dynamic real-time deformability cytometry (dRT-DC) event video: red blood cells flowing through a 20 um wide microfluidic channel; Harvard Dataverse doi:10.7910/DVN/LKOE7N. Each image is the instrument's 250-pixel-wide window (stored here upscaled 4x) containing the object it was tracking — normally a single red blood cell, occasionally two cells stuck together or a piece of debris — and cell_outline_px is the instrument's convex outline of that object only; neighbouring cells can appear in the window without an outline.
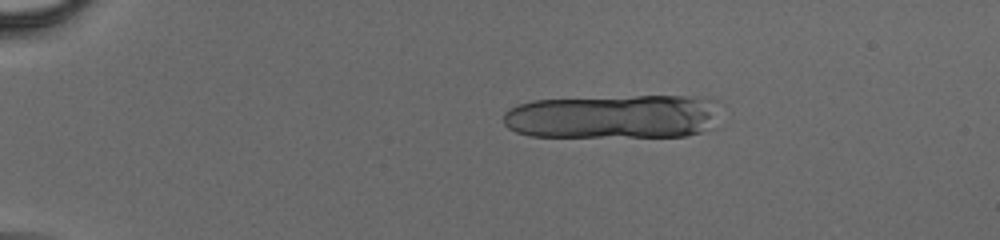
{"species": "human", "species_latin": "Homo sapiens", "temperature_condition": "cold", "stored_images_in_passage": 12, "camera_frame_rate_fps": 3000, "um_per_image_px": 0.085, "donor": {"sex": "male"}, "frame": {"image": 1, "passage_image": 1, "time_ms": 0.0, "image_size_px": [1000, 240], "cell_outline_px": [[724, 104], [708, 128], [700, 132], [684, 136], [528, 136], [516, 132], [508, 128], [504, 124], [504, 112], [508, 108], [516, 104], [532, 100], [636, 96], [688, 96], [720, 100]], "centroid_in_image_um": [52.14, 9.89], "position_along_channel_um": 32.9, "area_um2": 56.07}}